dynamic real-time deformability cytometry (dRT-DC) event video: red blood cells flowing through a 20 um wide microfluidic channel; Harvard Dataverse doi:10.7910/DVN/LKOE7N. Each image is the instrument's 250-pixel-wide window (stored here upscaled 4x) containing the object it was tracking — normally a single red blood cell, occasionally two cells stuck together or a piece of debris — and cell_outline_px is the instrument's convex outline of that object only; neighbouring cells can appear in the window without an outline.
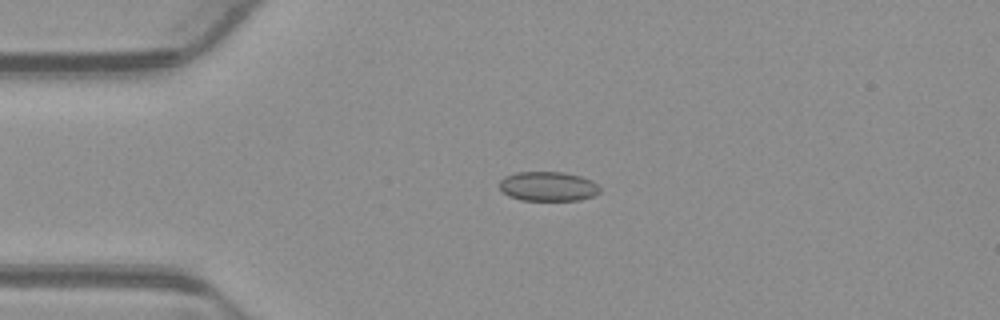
{"species": "common noctule bat (a hibernating species)", "species_latin": "Nyctalus noctula", "temperature_condition": "warm", "stored_images_in_passage": 42, "camera_frame_rate_fps": 3000, "um_per_image_px": 0.085, "animal": {"sex": "male", "body_mass_g": 23.1, "forearm_length_mm": 52.7}, "frame": {"image": 1, "passage_image": 1, "time_ms": 0.0, "image_size_px": [1000, 320], "cell_outline_px": [[600, 192], [592, 196], [580, 200], [520, 200], [508, 196], [500, 188], [500, 180], [504, 176], [516, 172], [564, 172], [580, 176], [592, 180], [600, 188]], "centroid_in_image_um": [46.57, 15.84], "position_along_channel_um": 38.4, "area_um2": 17.28}}
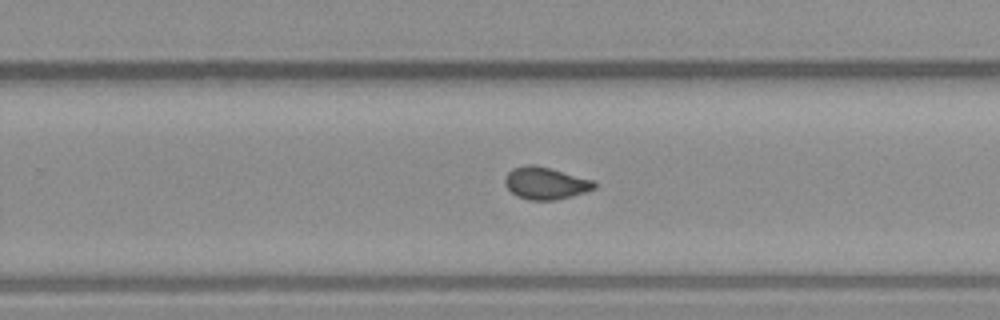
{"frame": {"image": 2, "passage_image": 22, "time_ms": 7.0, "image_size_px": [1000, 320], "cell_outline_px": [[596, 188], [572, 196], [556, 200], [528, 200], [516, 196], [504, 184], [504, 176], [512, 168], [524, 164], [536, 164], [552, 168], [596, 180]], "centroid_in_image_um": [46.37, 15.55], "position_along_channel_um": 283.4, "area_um2": 17.22}}
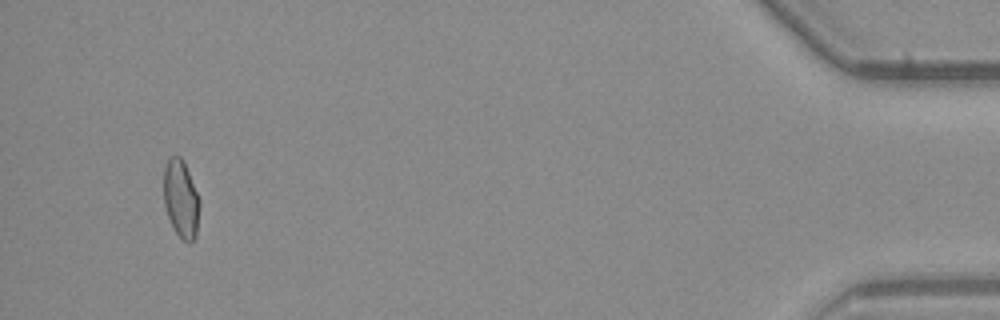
{"frame": {"image": 3, "passage_image": 39, "time_ms": 12.667, "image_size_px": [1000, 320], "cell_outline_px": [[200, 204], [196, 236], [188, 244], [176, 232], [168, 216], [164, 204], [164, 168], [168, 156], [180, 156], [184, 160], [200, 200]], "centroid_in_image_um": [15.39, 16.86], "position_along_channel_um": 419.8, "area_um2": 16.3}, "authors_computed_cell_mechanics": {"area_um2": 16.6175, "velocity_mm_per_s": 3.8854, "shape_relaxation_time_tau1_ms": null, "shape_relaxation_time_tau2_ms": 1.0198, "deformation_change_tau1": null, "deformation_change_tau2": 0.045}}